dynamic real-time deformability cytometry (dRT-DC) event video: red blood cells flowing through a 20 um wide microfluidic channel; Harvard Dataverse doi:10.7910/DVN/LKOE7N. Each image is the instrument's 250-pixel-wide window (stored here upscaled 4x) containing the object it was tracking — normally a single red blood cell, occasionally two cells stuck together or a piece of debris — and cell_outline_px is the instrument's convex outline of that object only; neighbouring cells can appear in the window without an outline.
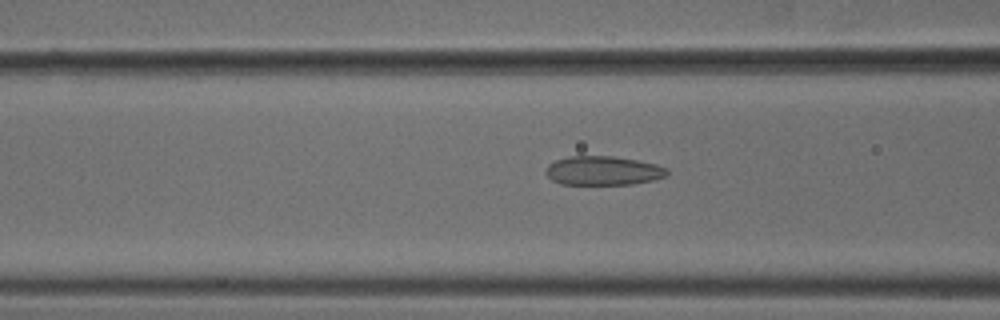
{"species": "common noctule bat (a hibernating species)", "species_latin": "Nyctalus noctula", "temperature_condition": "cold", "stored_images_in_passage": 36, "camera_frame_rate_fps": 3000, "um_per_image_px": 0.085, "animal": {"sex": "male", "body_mass_g": 18.8}, "frame": {"image": 1, "passage_image": 4, "time_ms": 1.0, "image_size_px": [1000, 320], "cell_outline_px": [[668, 172], [664, 176], [652, 180], [632, 184], [560, 184], [552, 180], [544, 172], [548, 164], [556, 160], [568, 156], [612, 156], [636, 160], [656, 164], [668, 168]], "centroid_in_image_um": [51.23, 14.5], "position_along_channel_um": 115.4, "area_um2": 20.46}}
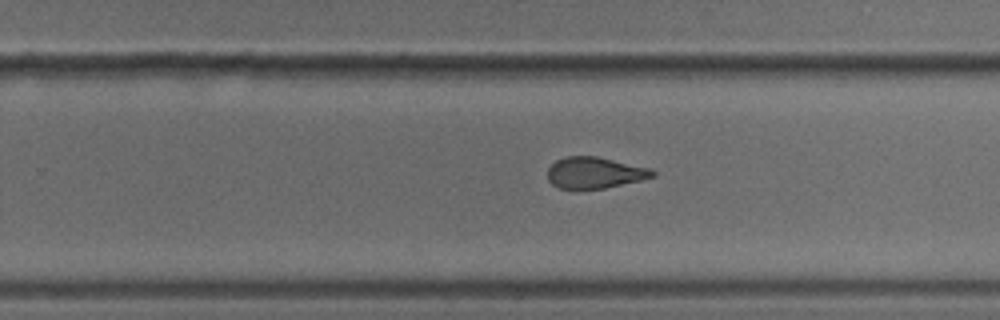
{"frame": {"image": 2, "passage_image": 17, "time_ms": 5.333, "image_size_px": [1000, 320], "cell_outline_px": [[656, 176], [640, 180], [604, 188], [576, 192], [560, 188], [552, 184], [548, 180], [548, 168], [556, 160], [568, 156], [596, 156], [652, 168], [656, 172]], "centroid_in_image_um": [50.54, 14.71], "position_along_channel_um": 279.3, "area_um2": 19.65}}
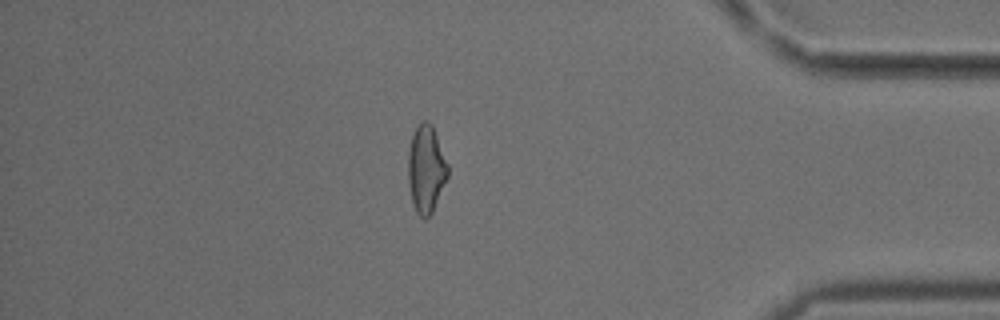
{"frame": {"image": 3, "passage_image": 29, "time_ms": 9.333, "image_size_px": [1000, 320], "cell_outline_px": [[448, 176], [432, 212], [424, 220], [416, 212], [412, 204], [408, 180], [408, 152], [412, 136], [416, 128], [424, 120], [428, 120], [432, 124], [448, 164]], "centroid_in_image_um": [36.21, 14.38], "position_along_channel_um": 399.0, "area_um2": 20.17}}